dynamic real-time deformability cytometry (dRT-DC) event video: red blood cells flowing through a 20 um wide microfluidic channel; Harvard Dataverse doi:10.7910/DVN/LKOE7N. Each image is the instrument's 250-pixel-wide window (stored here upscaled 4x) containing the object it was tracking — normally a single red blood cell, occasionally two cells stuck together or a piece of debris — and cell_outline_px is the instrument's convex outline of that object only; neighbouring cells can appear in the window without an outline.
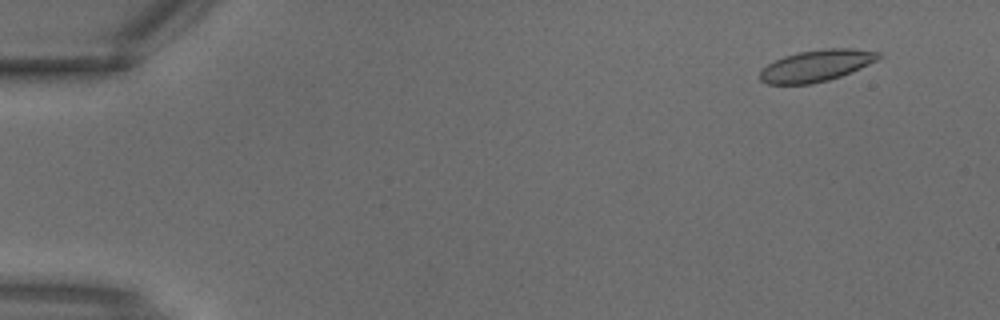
{"species": "common noctule bat (a hibernating species)", "species_latin": "Nyctalus noctula", "temperature_condition": "warm", "stored_images_in_passage": 3, "camera_frame_rate_fps": 3000, "um_per_image_px": 0.085, "animal": {"sex": "male", "body_mass_g": 18.8}, "frame": {"image": 1, "passage_image": 1, "time_ms": 0.0, "image_size_px": [1000, 320], "cell_outline_px": [[884, 56], [860, 68], [840, 76], [828, 80], [812, 84], [768, 84], [760, 80], [760, 68], [784, 56], [796, 52], [824, 48], [852, 48], [880, 52]], "centroid_in_image_um": [69.38, 5.57], "position_along_channel_um": 15.6, "area_um2": 21.91}}